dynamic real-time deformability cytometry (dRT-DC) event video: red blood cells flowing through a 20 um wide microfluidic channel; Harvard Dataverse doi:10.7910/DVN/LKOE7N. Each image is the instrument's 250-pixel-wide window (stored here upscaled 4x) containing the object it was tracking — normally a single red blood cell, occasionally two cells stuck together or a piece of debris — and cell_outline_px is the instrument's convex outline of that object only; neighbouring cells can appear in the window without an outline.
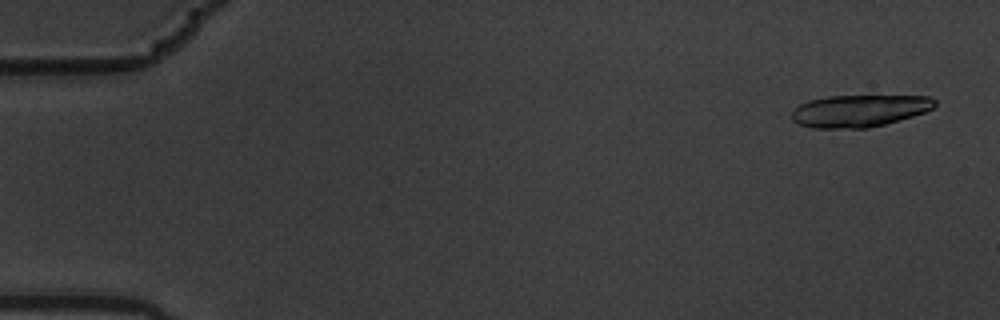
{"species": "common noctule bat (a hibernating species)", "species_latin": "Nyctalus noctula", "temperature_condition": "warm", "stored_images_in_passage": 10, "segment_of_instrument_passage": [1, 2], "camera_frame_rate_fps": 3000, "um_per_image_px": 0.085, "animal": {"sex": "male", "body_mass_g": 19.5, "forearm_length_mm": 54.6}, "frame": {"image": 1, "passage_image": 1, "time_ms": 0.0, "image_size_px": [1000, 320], "cell_outline_px": [[936, 104], [932, 108], [924, 112], [912, 116], [884, 124], [868, 128], [812, 128], [800, 124], [792, 120], [792, 112], [800, 104], [808, 100], [828, 96], [928, 96], [936, 100]], "centroid_in_image_um": [73.02, 9.41], "position_along_channel_um": 12.0, "area_um2": 26.59}}
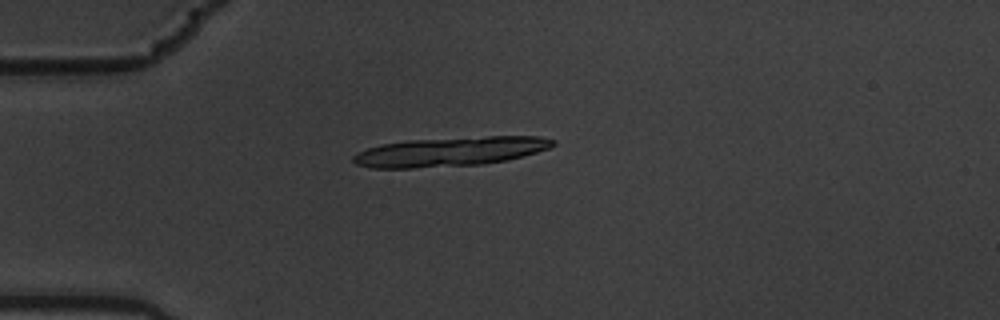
{"frame": {"image": 2, "passage_image": 4, "time_ms": 1.0, "image_size_px": [1000, 320], "cell_outline_px": [[556, 144], [548, 148], [536, 152], [508, 160], [480, 164], [412, 168], [372, 168], [356, 164], [352, 160], [352, 156], [368, 148], [384, 144], [408, 140], [488, 136], [540, 136], [556, 140]], "centroid_in_image_um": [38.29, 12.88], "position_along_channel_um": 46.7, "area_um2": 33.87}}